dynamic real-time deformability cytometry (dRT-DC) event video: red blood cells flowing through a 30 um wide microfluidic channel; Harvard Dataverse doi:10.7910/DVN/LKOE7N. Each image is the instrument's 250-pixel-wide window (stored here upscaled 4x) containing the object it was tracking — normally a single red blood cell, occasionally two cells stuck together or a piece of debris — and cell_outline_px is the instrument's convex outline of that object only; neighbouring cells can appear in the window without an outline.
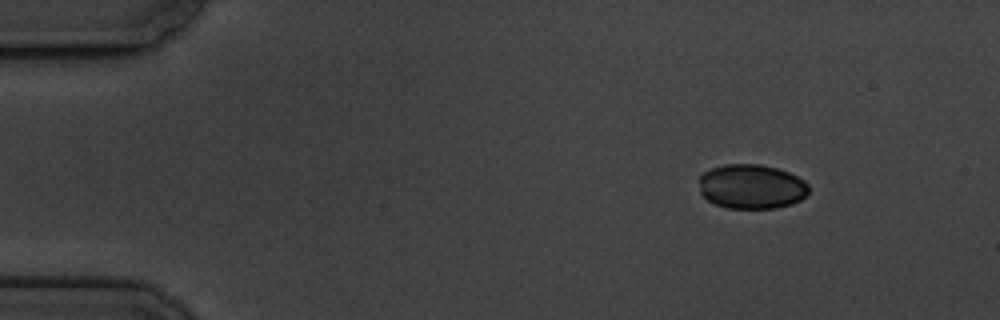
{"species": "common noctule bat (a hibernating species)", "species_latin": "Nyctalus noctula", "temperature_condition": "cold", "stored_images_in_passage": 6, "camera_frame_rate_fps": 3000, "um_per_image_px": 0.085, "animal": {"sex": "male", "body_mass_g": 19.5, "forearm_length_mm": 54.6}, "frame": {"image": 1, "passage_image": 2, "time_ms": 1.333, "image_size_px": [1000, 320], "cell_outline_px": [[808, 192], [800, 200], [792, 204], [776, 208], [728, 208], [716, 204], [708, 200], [700, 192], [700, 176], [704, 172], [712, 168], [724, 164], [760, 164], [776, 168], [788, 172], [804, 180], [808, 184]], "centroid_in_image_um": [63.88, 15.85], "position_along_channel_um": 21.1, "area_um2": 28.38}}
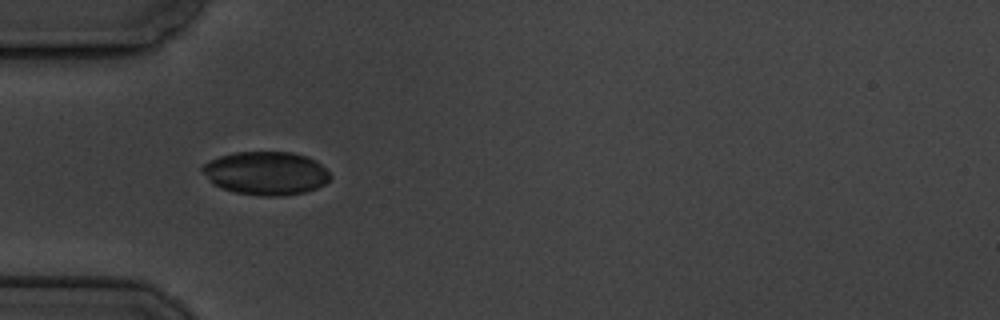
{"frame": {"image": 2, "passage_image": 5, "time_ms": 5.0, "image_size_px": [1000, 320], "cell_outline_px": [[332, 176], [324, 184], [316, 188], [304, 192], [280, 196], [264, 196], [232, 192], [212, 184], [200, 168], [204, 164], [220, 156], [236, 152], [292, 152], [308, 156], [316, 160]], "centroid_in_image_um": [22.61, 14.72], "position_along_channel_um": 62.4, "area_um2": 32.25}}
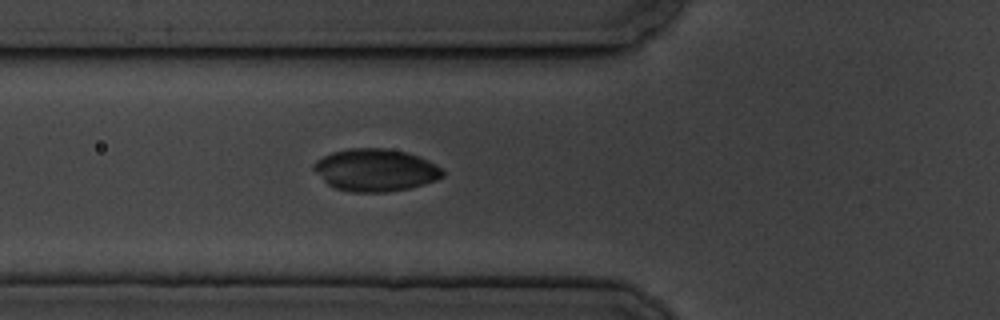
{"frame": {"image": 3, "passage_image": 6, "time_ms": 6.0, "image_size_px": [1000, 320], "cell_outline_px": [[444, 176], [436, 180], [424, 184], [408, 188], [384, 192], [352, 192], [336, 188], [328, 184], [312, 168], [312, 164], [316, 160], [332, 152], [348, 148], [384, 148], [404, 152], [428, 160], [436, 164], [444, 172]], "centroid_in_image_um": [31.9, 14.45], "position_along_channel_um": 93.9, "area_um2": 31.62}}